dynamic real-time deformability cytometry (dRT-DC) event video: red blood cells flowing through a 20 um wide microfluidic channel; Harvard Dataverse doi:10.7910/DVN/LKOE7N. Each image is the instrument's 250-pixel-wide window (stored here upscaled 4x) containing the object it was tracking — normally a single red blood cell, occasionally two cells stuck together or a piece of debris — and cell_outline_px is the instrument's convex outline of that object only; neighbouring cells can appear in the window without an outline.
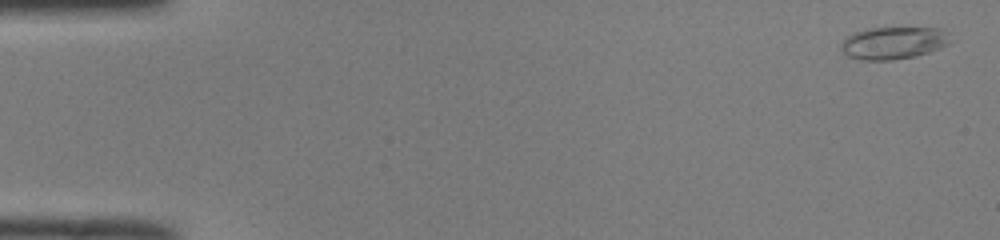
{"species": "common noctule bat (a hibernating species)", "species_latin": "Nyctalus noctula", "temperature_condition": "room temperature", "stored_images_in_passage": 42, "camera_frame_rate_fps": 3000, "um_per_image_px": 0.085, "animal": {"sex": "male", "body_mass_g": 19.0, "forearm_length_mm": 50.8}, "frame": {"image": 1, "passage_image": 1, "time_ms": 0.0, "image_size_px": [1000, 240], "cell_outline_px": [[952, 40], [948, 44], [940, 48], [916, 56], [892, 60], [860, 60], [848, 56], [840, 48], [840, 44], [852, 32], [868, 28], [940, 28]], "centroid_in_image_um": [75.91, 3.65], "position_along_channel_um": 9.1, "area_um2": 20.58}}
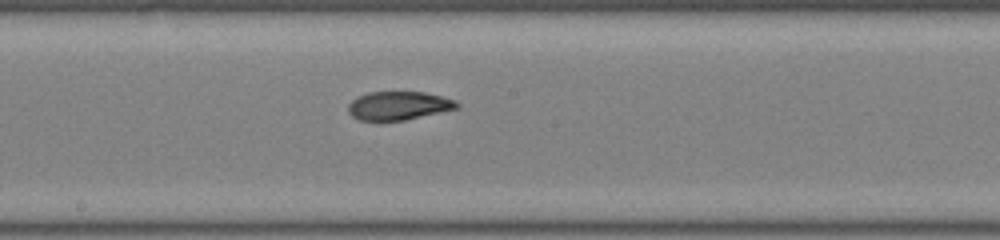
{"frame": {"image": 2, "passage_image": 27, "time_ms": 8.667, "image_size_px": [1000, 240], "cell_outline_px": [[460, 108], [404, 120], [360, 120], [352, 116], [348, 112], [348, 104], [352, 100], [368, 92], [424, 92], [456, 100], [460, 104]], "centroid_in_image_um": [33.9, 8.98], "position_along_channel_um": 214.3, "area_um2": 17.98}}
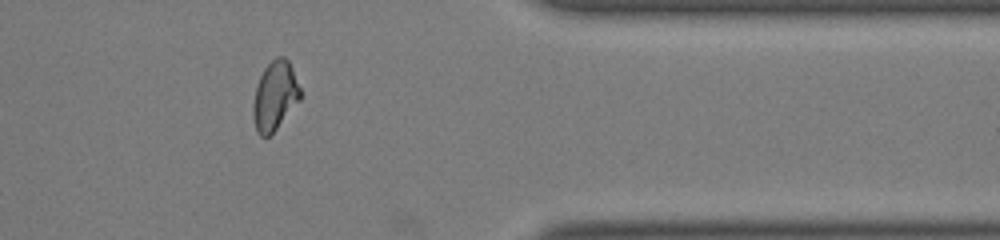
{"frame": {"image": 3, "passage_image": 41, "time_ms": 13.333, "image_size_px": [1000, 240], "cell_outline_px": [[304, 96], [276, 128], [268, 136], [260, 136], [256, 132], [252, 112], [252, 104], [256, 88], [260, 76], [264, 68], [276, 56], [284, 56], [288, 60], [292, 68]], "centroid_in_image_um": [23.38, 8.13], "position_along_channel_um": 388.0, "area_um2": 19.07}, "authors_computed_cell_mechanics": {"area_um2": 19.074, "velocity_mm_per_s": 4.0556, "shape_relaxation_time_tau1_ms": 10.834, "shape_relaxation_time_tau2_ms": 1.1056, "deformation_change_tau1": 0.3231, "deformation_change_tau2": 0.0692}}